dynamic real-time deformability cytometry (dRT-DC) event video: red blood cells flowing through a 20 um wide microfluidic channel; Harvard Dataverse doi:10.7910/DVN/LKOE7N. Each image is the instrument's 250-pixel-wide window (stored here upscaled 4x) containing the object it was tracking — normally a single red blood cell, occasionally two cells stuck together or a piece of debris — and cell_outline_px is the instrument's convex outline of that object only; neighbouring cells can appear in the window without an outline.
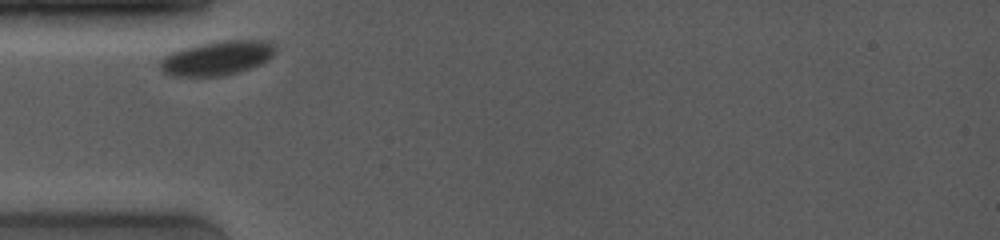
{"species": "common noctule bat (a hibernating species)", "species_latin": "Nyctalus noctula", "temperature_condition": "room temperature", "stored_images_in_passage": 6, "camera_frame_rate_fps": 4000, "um_per_image_px": 0.085, "animal": {"sex": "female", "body_mass_g": 19.0, "forearm_length_mm": 53.3}, "frame": {"image": 1, "passage_image": 1, "time_ms": 0.0, "image_size_px": [1000, 240], "cell_outline_px": [[276, 48], [272, 56], [268, 60], [260, 64], [236, 72], [220, 76], [172, 76], [164, 72], [160, 68], [160, 60], [164, 56], [172, 52], [184, 48], [200, 44], [224, 40], [268, 40]], "centroid_in_image_um": [18.45, 4.93], "position_along_channel_um": 66.5, "area_um2": 22.77}}
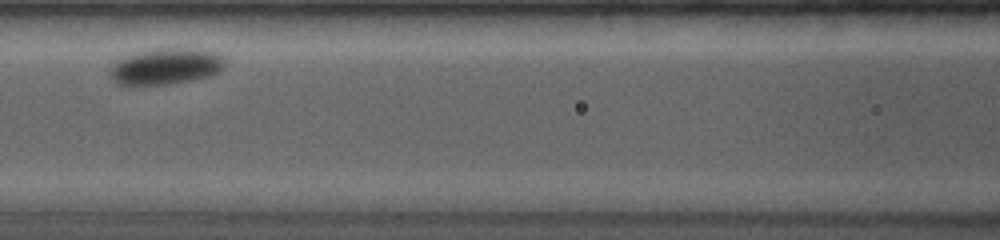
{"frame": {"image": 2, "passage_image": 4, "time_ms": 2.5, "image_size_px": [1000, 240], "cell_outline_px": [[224, 68], [220, 72], [208, 76], [168, 84], [116, 84], [112, 80], [112, 68], [116, 60], [136, 52], [156, 48], [196, 48], [216, 52], [224, 56]], "centroid_in_image_um": [14.15, 5.61], "position_along_channel_um": 152.5, "area_um2": 24.1}}